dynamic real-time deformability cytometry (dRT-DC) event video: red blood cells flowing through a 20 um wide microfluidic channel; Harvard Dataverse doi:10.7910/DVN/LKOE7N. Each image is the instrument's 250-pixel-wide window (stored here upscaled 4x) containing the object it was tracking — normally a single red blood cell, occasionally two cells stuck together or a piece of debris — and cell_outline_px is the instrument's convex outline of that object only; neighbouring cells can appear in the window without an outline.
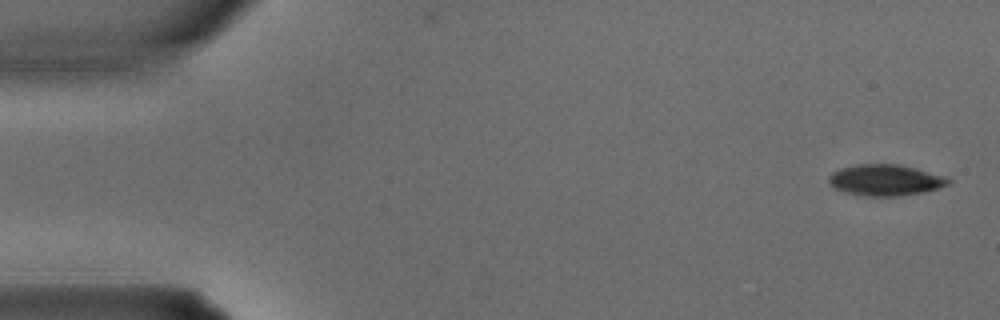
{"species": "common noctule bat (a hibernating species)", "species_latin": "Nyctalus noctula", "temperature_condition": "warm", "stored_images_in_passage": 4, "camera_frame_rate_fps": 3000, "um_per_image_px": 0.085, "animal": {"sex": "male", "body_mass_g": 15.6}, "frame": {"image": 1, "passage_image": 1, "time_ms": 0.0, "image_size_px": [1000, 320], "cell_outline_px": [[952, 184], [940, 188], [900, 196], [864, 196], [844, 192], [836, 188], [828, 180], [828, 176], [832, 172], [840, 168], [856, 164], [896, 164], [916, 168], [944, 176], [952, 180]], "centroid_in_image_um": [75.27, 15.3], "position_along_channel_um": 9.7, "area_um2": 21.73}}
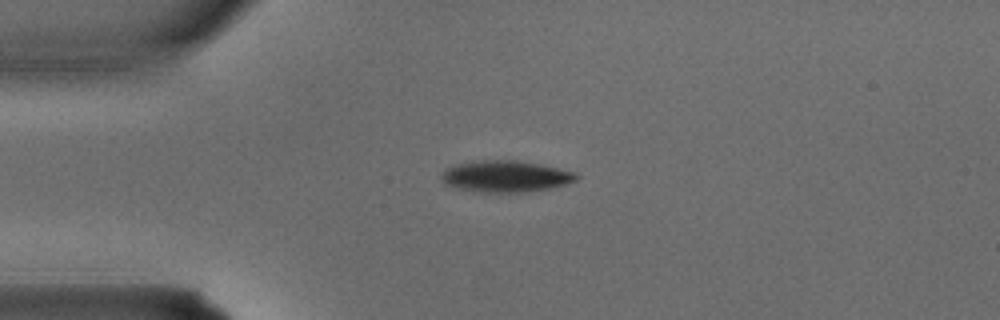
{"frame": {"image": 2, "passage_image": 3, "time_ms": 0.667, "image_size_px": [1000, 320], "cell_outline_px": [[580, 176], [576, 180], [568, 184], [528, 192], [472, 192], [456, 188], [444, 184], [440, 180], [440, 176], [448, 168], [456, 164], [472, 160], [516, 160], [540, 164], [560, 168], [576, 172]], "centroid_in_image_um": [42.97, 14.99], "position_along_channel_um": 42.0, "area_um2": 25.14}}
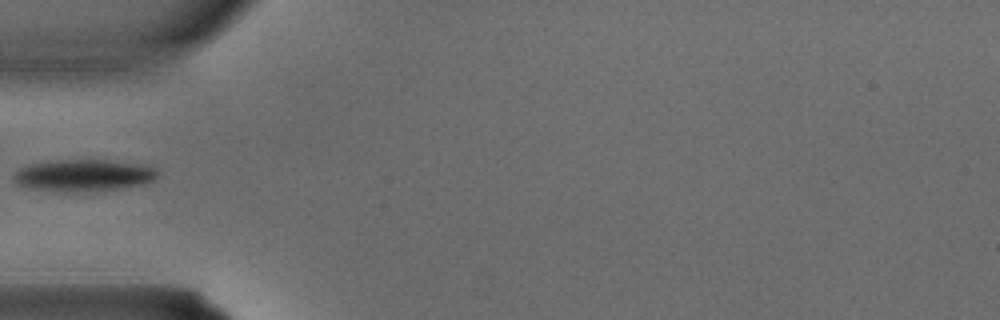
{"frame": {"image": 3, "passage_image": 4, "time_ms": 1.0, "image_size_px": [1000, 320], "cell_outline_px": [[160, 176], [144, 184], [116, 188], [72, 192], [36, 188], [20, 184], [16, 180], [16, 172], [24, 164], [56, 160], [108, 160], [148, 164], [156, 168], [160, 172]], "centroid_in_image_um": [7.22, 14.86], "position_along_channel_um": 77.8, "area_um2": 26.41}}